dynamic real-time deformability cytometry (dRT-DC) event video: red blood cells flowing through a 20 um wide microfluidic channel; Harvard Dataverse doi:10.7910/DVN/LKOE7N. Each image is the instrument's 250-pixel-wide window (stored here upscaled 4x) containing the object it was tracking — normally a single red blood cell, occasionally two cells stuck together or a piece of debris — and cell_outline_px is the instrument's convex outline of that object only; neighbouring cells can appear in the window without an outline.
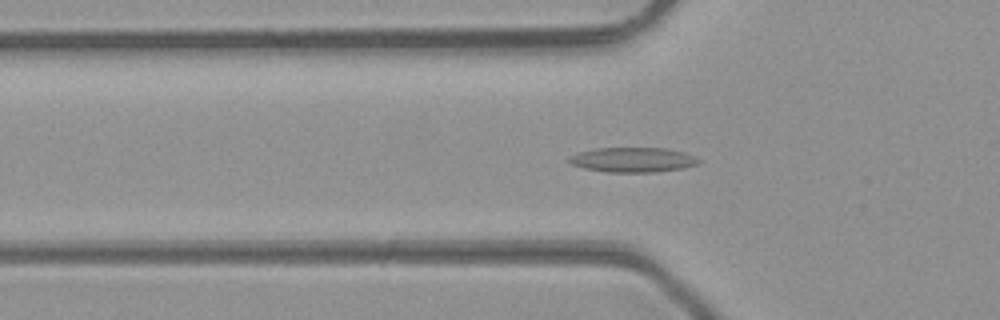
{"species": "common noctule bat (a hibernating species)", "species_latin": "Nyctalus noctula", "temperature_condition": "room temperature", "stored_images_in_passage": 47, "camera_frame_rate_fps": 3000, "um_per_image_px": 0.085, "animal": {"sex": "male", "body_mass_g": 23.1, "forearm_length_mm": 52.7}, "frame": {"image": 1, "passage_image": 14, "time_ms": 4.333, "image_size_px": [1000, 320], "cell_outline_px": [[700, 164], [684, 168], [652, 172], [608, 172], [584, 168], [572, 164], [568, 160], [568, 156], [580, 152], [596, 148], [668, 148], [684, 152], [696, 156], [700, 160]], "centroid_in_image_um": [53.84, 13.58], "position_along_channel_um": 72.0, "area_um2": 18.79}}
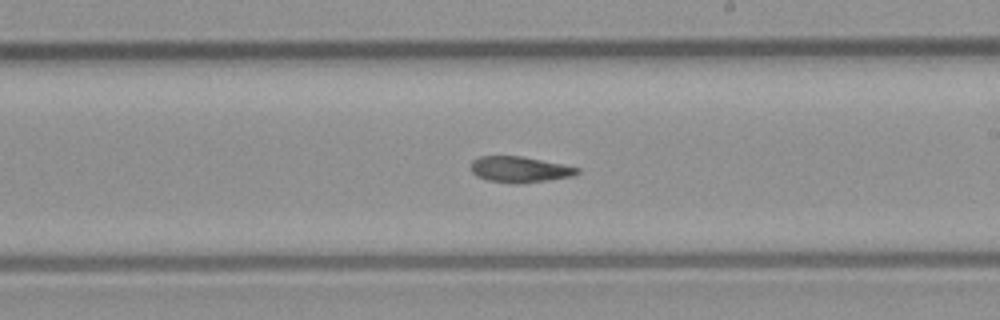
{"frame": {"image": 2, "passage_image": 26, "time_ms": 8.333, "image_size_px": [1000, 320], "cell_outline_px": [[580, 172], [572, 176], [548, 180], [520, 184], [516, 184], [488, 180], [476, 176], [472, 172], [472, 160], [480, 156], [520, 156], [580, 168]], "centroid_in_image_um": [44.16, 14.41], "position_along_channel_um": 244.8, "area_um2": 15.9}}
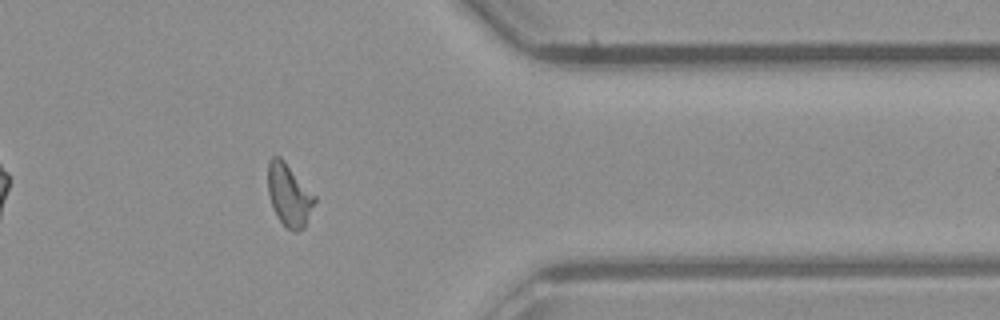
{"frame": {"image": 3, "passage_image": 37, "time_ms": 12.0, "image_size_px": [1000, 320], "cell_outline_px": [[316, 200], [304, 228], [296, 232], [292, 232], [276, 216], [268, 192], [268, 164], [272, 156], [280, 156], [284, 160], [316, 196]], "centroid_in_image_um": [24.58, 16.57], "position_along_channel_um": 386.8, "area_um2": 16.88}, "authors_computed_cell_mechanics": {"area_um2": 16.8776, "velocity_mm_per_s": 4.2869, "shape_relaxation_time_tau1_ms": null, "shape_relaxation_time_tau2_ms": 4.355, "deformation_change_tau1": null, "deformation_change_tau2": 0.115}}